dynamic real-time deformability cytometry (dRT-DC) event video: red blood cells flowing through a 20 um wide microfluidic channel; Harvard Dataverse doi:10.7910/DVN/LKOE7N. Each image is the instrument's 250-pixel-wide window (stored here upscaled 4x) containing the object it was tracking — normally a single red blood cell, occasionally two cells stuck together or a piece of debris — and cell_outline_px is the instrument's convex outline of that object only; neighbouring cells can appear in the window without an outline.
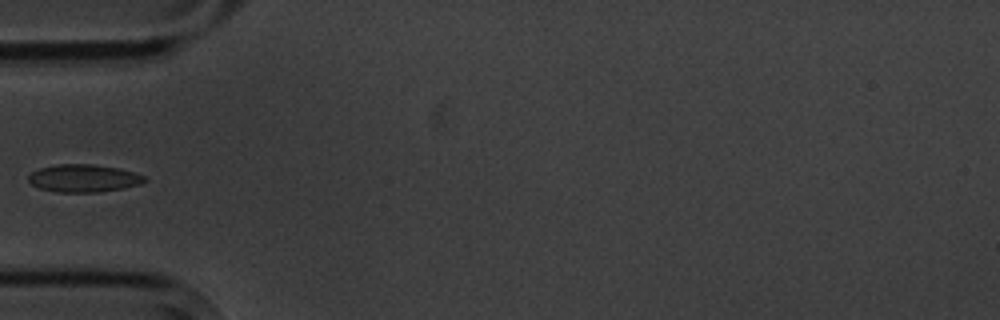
{"species": "common noctule bat (a hibernating species)", "species_latin": "Nyctalus noctula", "temperature_condition": "cold", "stored_images_in_passage": 6, "camera_frame_rate_fps": 3000, "um_per_image_px": 0.085, "animal": {"sex": "male", "body_mass_g": 20.1, "forearm_length_mm": 53.5}, "frame": {"image": 1, "passage_image": 6, "time_ms": 6.667, "image_size_px": [1000, 320], "cell_outline_px": [[148, 180], [140, 184], [124, 188], [100, 192], [56, 192], [40, 188], [32, 184], [28, 180], [28, 176], [32, 172], [40, 168], [56, 164], [92, 164], [120, 168], [144, 176]], "centroid_in_image_um": [7.12, 15.15], "position_along_channel_um": 77.9, "area_um2": 18.73}}